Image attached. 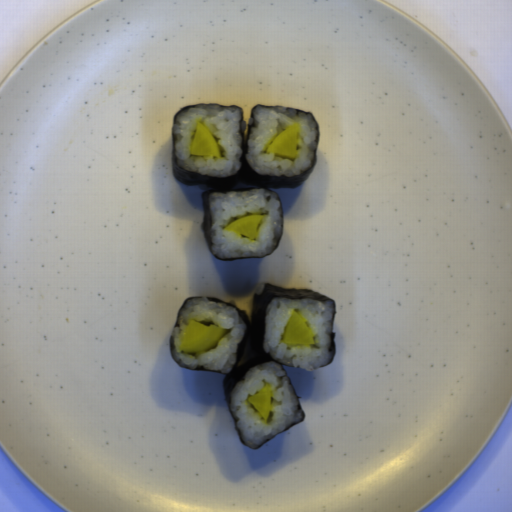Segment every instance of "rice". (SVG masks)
<instances>
[{"label":"rice","mask_w":512,"mask_h":512,"mask_svg":"<svg viewBox=\"0 0 512 512\" xmlns=\"http://www.w3.org/2000/svg\"><path fill=\"white\" fill-rule=\"evenodd\" d=\"M192 320L205 326H219L228 333L210 350L184 353L179 349L182 333ZM247 324L235 307L210 301L207 296L187 300L180 310L178 325L170 336L171 355L182 368L203 367L218 373L230 374L236 364L239 344L244 340Z\"/></svg>","instance_id":"6"},{"label":"rice","mask_w":512,"mask_h":512,"mask_svg":"<svg viewBox=\"0 0 512 512\" xmlns=\"http://www.w3.org/2000/svg\"><path fill=\"white\" fill-rule=\"evenodd\" d=\"M265 385L271 389V414L267 421L247 400ZM229 396L239 435L253 449L303 419L290 380L279 363L268 361L252 367L244 379L236 383Z\"/></svg>","instance_id":"2"},{"label":"rice","mask_w":512,"mask_h":512,"mask_svg":"<svg viewBox=\"0 0 512 512\" xmlns=\"http://www.w3.org/2000/svg\"><path fill=\"white\" fill-rule=\"evenodd\" d=\"M198 122L214 136L221 158L190 155ZM240 125L241 115L237 107L197 104L184 110L177 115L173 125L177 166L182 171L212 177L236 176L242 166Z\"/></svg>","instance_id":"3"},{"label":"rice","mask_w":512,"mask_h":512,"mask_svg":"<svg viewBox=\"0 0 512 512\" xmlns=\"http://www.w3.org/2000/svg\"><path fill=\"white\" fill-rule=\"evenodd\" d=\"M297 311L308 324L314 345L285 344L287 322ZM333 303L328 300L276 297L266 307L262 349L279 364L312 372L328 365L333 333Z\"/></svg>","instance_id":"4"},{"label":"rice","mask_w":512,"mask_h":512,"mask_svg":"<svg viewBox=\"0 0 512 512\" xmlns=\"http://www.w3.org/2000/svg\"><path fill=\"white\" fill-rule=\"evenodd\" d=\"M211 252L221 259L263 257L276 248L283 228L280 197L267 189L214 191L208 198ZM250 215L265 217L256 239L226 230L233 221Z\"/></svg>","instance_id":"1"},{"label":"rice","mask_w":512,"mask_h":512,"mask_svg":"<svg viewBox=\"0 0 512 512\" xmlns=\"http://www.w3.org/2000/svg\"><path fill=\"white\" fill-rule=\"evenodd\" d=\"M265 284H267V283H264V282L259 283V284L256 286L255 290H254V291H255V294H260V295H262V294H263V290H264V286H265Z\"/></svg>","instance_id":"7"},{"label":"rice","mask_w":512,"mask_h":512,"mask_svg":"<svg viewBox=\"0 0 512 512\" xmlns=\"http://www.w3.org/2000/svg\"><path fill=\"white\" fill-rule=\"evenodd\" d=\"M298 124V147L294 159L267 154L268 146L287 128ZM319 131L311 113L281 106H257L247 139L245 158L253 171L263 176L298 177L309 171L315 160Z\"/></svg>","instance_id":"5"}]
</instances>
